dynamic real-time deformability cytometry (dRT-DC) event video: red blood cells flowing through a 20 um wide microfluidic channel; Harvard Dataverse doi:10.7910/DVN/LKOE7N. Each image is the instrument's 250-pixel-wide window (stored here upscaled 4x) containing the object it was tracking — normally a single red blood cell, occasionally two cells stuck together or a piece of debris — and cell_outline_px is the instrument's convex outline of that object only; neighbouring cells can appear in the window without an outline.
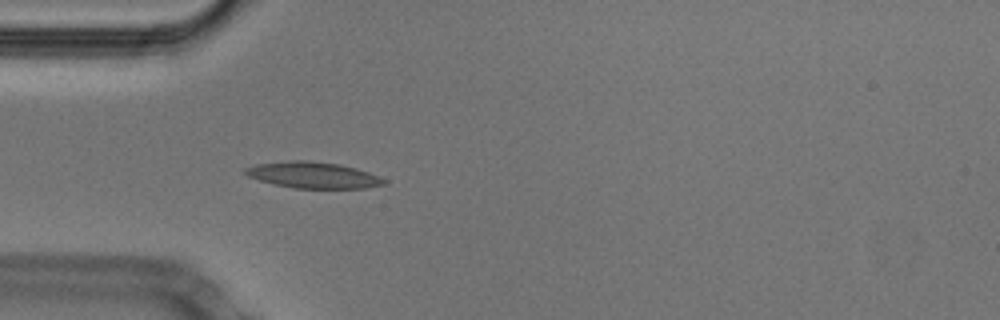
{"species": "Egyptian fruit bat (a non-hibernating species)", "species_latin": "Rousettus aegyptiacus", "temperature_condition": "cold", "stored_images_in_passage": 46, "camera_frame_rate_fps": 3000, "um_per_image_px": 0.085, "animal": {"sex": "male"}, "frame": {"image": 1, "passage_image": 9, "time_ms": 2.667, "image_size_px": [1000, 320], "cell_outline_px": [[388, 180], [384, 184], [364, 188], [296, 188], [276, 184], [260, 180], [248, 176], [244, 172], [244, 168], [256, 164], [292, 160], [304, 160], [336, 164], [356, 168], [368, 172]], "centroid_in_image_um": [26.61, 14.88], "position_along_channel_um": 58.4, "area_um2": 20.87}}
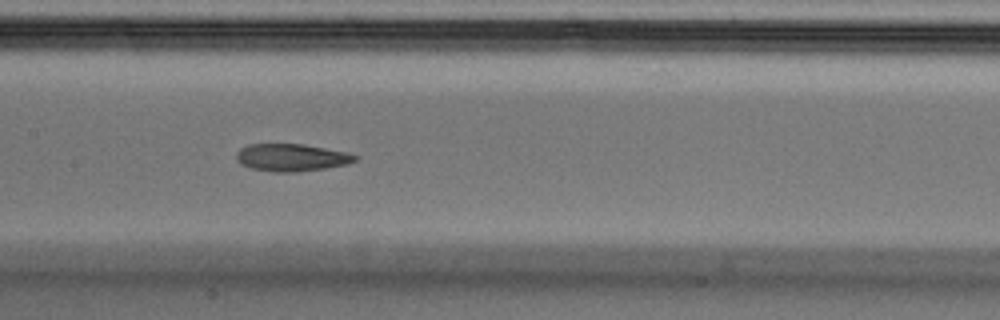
{"frame": {"image": 2, "passage_image": 19, "time_ms": 6.0, "image_size_px": [1000, 320], "cell_outline_px": [[360, 160], [348, 164], [324, 168], [296, 172], [272, 172], [252, 168], [240, 164], [236, 160], [236, 152], [240, 148], [248, 144], [304, 144], [348, 152], [360, 156]], "centroid_in_image_um": [24.81, 13.38], "position_along_channel_um": 182.6, "area_um2": 19.25}}
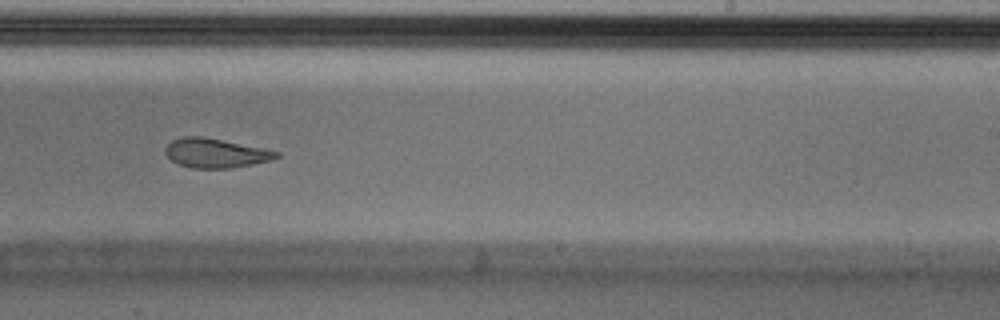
{"frame": {"image": 3, "passage_image": 26, "time_ms": 8.333, "image_size_px": [1000, 320], "cell_outline_px": [[280, 156], [272, 160], [232, 168], [192, 168], [180, 164], [172, 160], [164, 152], [164, 148], [172, 140], [184, 136], [204, 136], [264, 148], [280, 152]], "centroid_in_image_um": [18.34, 13.0], "position_along_channel_um": 270.7, "area_um2": 19.02}, "authors_computed_cell_mechanics": {"area_um2": 20.7213, "velocity_mm_per_s": 3.7885, "shape_relaxation_time_tau1_ms": null, "shape_relaxation_time_tau2_ms": 2.6288, "deformation_change_tau1": null, "deformation_change_tau2": 0.0942}}